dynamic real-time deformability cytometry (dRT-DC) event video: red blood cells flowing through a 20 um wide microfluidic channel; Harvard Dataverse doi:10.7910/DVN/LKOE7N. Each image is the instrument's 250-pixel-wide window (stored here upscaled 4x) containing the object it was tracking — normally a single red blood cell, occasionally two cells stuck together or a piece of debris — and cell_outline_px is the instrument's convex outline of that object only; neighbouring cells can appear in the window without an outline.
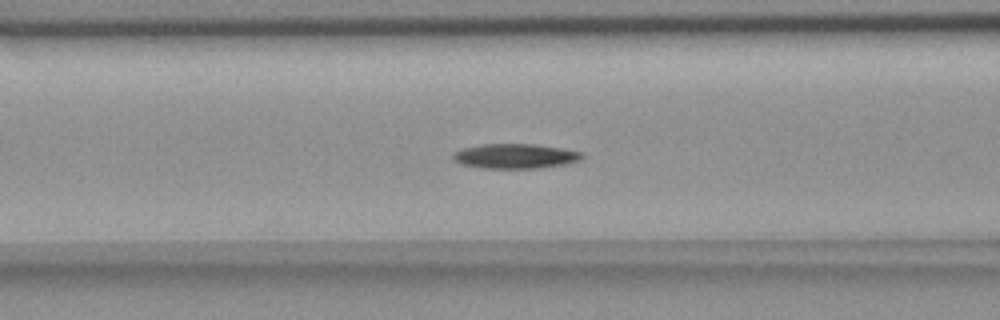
{"species": "common noctule bat (a hibernating species)", "species_latin": "Nyctalus noctula", "temperature_condition": "room temperature", "stored_images_in_passage": 38, "camera_frame_rate_fps": 3000, "um_per_image_px": 0.085, "animal": {"sex": "female", "body_mass_g": 18.4}, "frame": {"image": 1, "passage_image": 5, "time_ms": 1.333, "image_size_px": [1000, 320], "cell_outline_px": [[584, 156], [580, 160], [564, 164], [540, 168], [480, 168], [460, 164], [452, 160], [452, 152], [460, 148], [480, 144], [536, 144], [584, 152]], "centroid_in_image_um": [43.73, 13.26], "position_along_channel_um": 122.9, "area_um2": 18.9}}
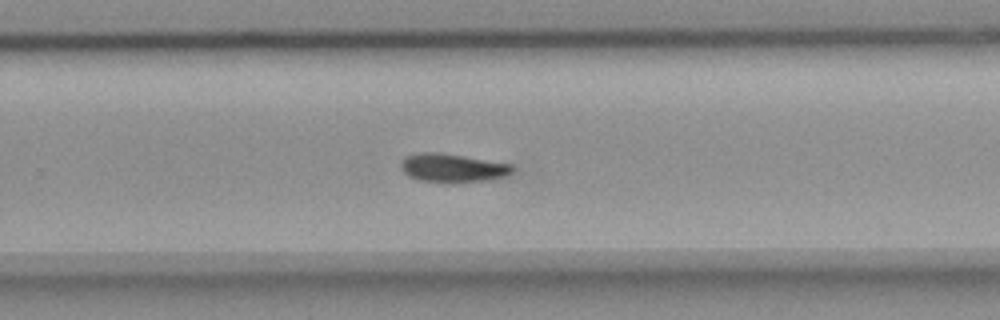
{"frame": {"image": 2, "passage_image": 19, "time_ms": 6.0, "image_size_px": [1000, 320], "cell_outline_px": [[516, 168], [512, 172], [504, 176], [488, 180], [420, 180], [408, 176], [400, 168], [400, 160], [404, 156], [420, 152], [436, 152], [464, 156], [512, 164]], "centroid_in_image_um": [38.44, 14.22], "position_along_channel_um": 291.4, "area_um2": 17.98}}
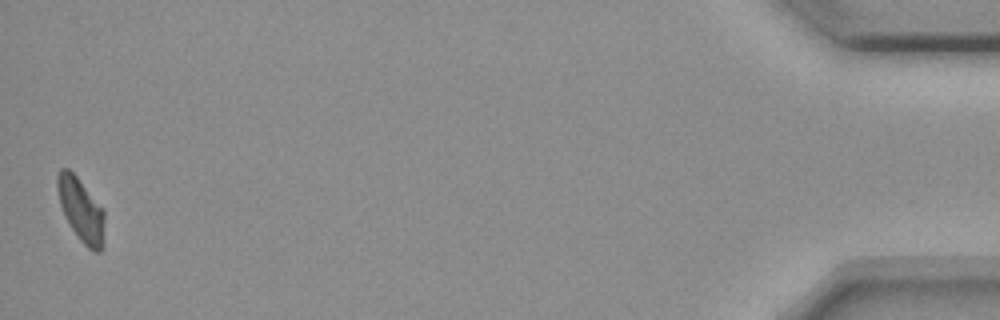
{"frame": {"image": 3, "passage_image": 38, "time_ms": 12.333, "image_size_px": [1000, 320], "cell_outline_px": [[104, 248], [100, 252], [92, 252], [80, 240], [64, 216], [60, 204], [56, 188], [56, 176], [60, 168], [68, 168], [76, 176], [104, 208]], "centroid_in_image_um": [6.9, 17.85], "position_along_channel_um": 428.3, "area_um2": 17.74}}